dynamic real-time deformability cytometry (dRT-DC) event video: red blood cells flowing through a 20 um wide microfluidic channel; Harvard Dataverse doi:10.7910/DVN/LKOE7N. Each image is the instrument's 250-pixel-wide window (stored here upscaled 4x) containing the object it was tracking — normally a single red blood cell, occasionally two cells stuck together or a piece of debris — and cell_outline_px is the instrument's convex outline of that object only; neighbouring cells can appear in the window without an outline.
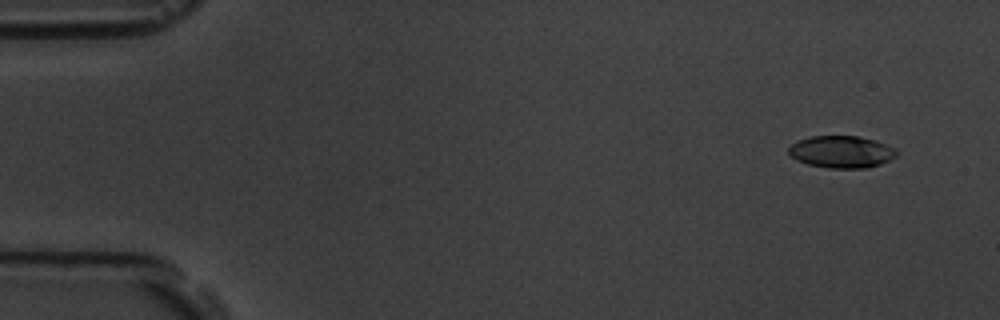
{"species": "common noctule bat (a hibernating species)", "species_latin": "Nyctalus noctula", "temperature_condition": "room temperature", "stored_images_in_passage": 6, "camera_frame_rate_fps": 3000, "um_per_image_px": 0.085, "animal": {"sex": "male", "body_mass_g": 19.5, "forearm_length_mm": 54.6}, "frame": {"image": 1, "passage_image": 1, "time_ms": 0.0, "image_size_px": [1000, 320], "cell_outline_px": [[896, 156], [880, 164], [868, 168], [828, 168], [808, 164], [796, 160], [788, 152], [788, 148], [792, 144], [800, 140], [812, 136], [860, 136], [876, 140], [896, 148]], "centroid_in_image_um": [71.54, 12.9], "position_along_channel_um": 13.5, "area_um2": 20.17}}
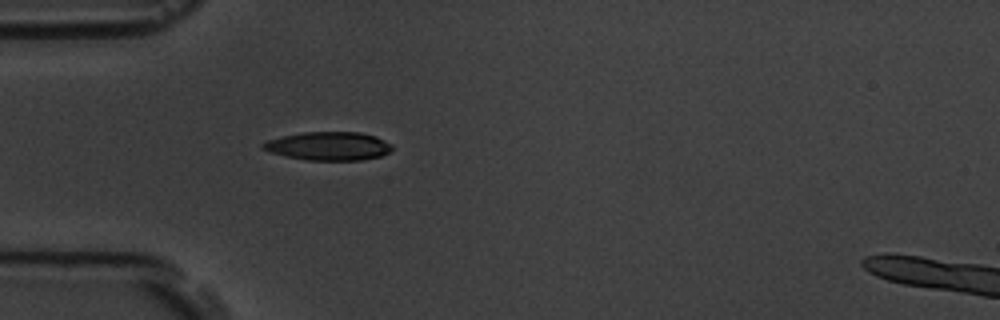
{"frame": {"image": 2, "passage_image": 5, "time_ms": 4.333, "image_size_px": [1000, 320], "cell_outline_px": [[392, 148], [388, 152], [380, 156], [360, 160], [308, 160], [284, 156], [260, 148], [260, 144], [268, 140], [284, 136], [304, 132], [360, 132], [376, 136], [392, 144]], "centroid_in_image_um": [27.92, 12.41], "position_along_channel_um": 57.1, "area_um2": 21.33}}